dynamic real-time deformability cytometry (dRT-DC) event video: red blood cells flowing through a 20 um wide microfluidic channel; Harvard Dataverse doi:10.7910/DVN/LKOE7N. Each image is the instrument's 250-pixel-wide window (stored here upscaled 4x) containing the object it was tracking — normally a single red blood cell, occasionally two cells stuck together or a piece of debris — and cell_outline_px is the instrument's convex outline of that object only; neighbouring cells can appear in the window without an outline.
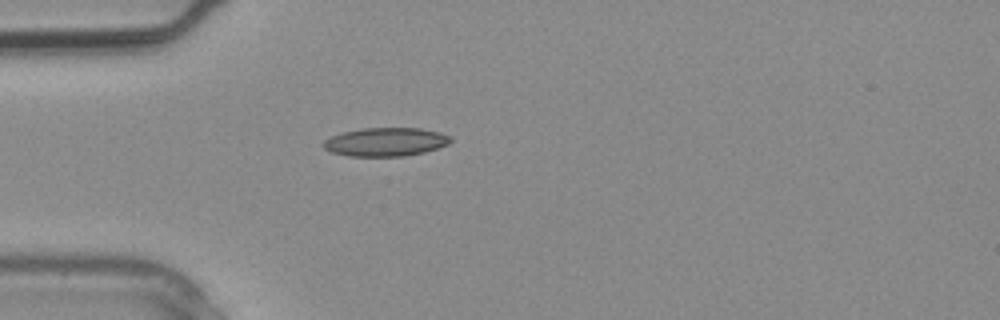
{"species": "common noctule bat (a hibernating species)", "species_latin": "Nyctalus noctula", "temperature_condition": "warm", "stored_images_in_passage": 1, "camera_frame_rate_fps": 3000, "um_per_image_px": 0.085, "animal": {"sex": "male", "body_mass_g": 20.4}, "frame": {"image": 1, "passage_image": 1, "time_ms": 0.0, "image_size_px": [1000, 320], "cell_outline_px": [[452, 140], [448, 144], [424, 152], [404, 156], [348, 156], [332, 152], [324, 148], [320, 144], [324, 140], [332, 136], [344, 132], [364, 128], [420, 128], [440, 132], [452, 136]], "centroid_in_image_um": [32.78, 12.06], "position_along_channel_um": 52.2, "area_um2": 21.15}}